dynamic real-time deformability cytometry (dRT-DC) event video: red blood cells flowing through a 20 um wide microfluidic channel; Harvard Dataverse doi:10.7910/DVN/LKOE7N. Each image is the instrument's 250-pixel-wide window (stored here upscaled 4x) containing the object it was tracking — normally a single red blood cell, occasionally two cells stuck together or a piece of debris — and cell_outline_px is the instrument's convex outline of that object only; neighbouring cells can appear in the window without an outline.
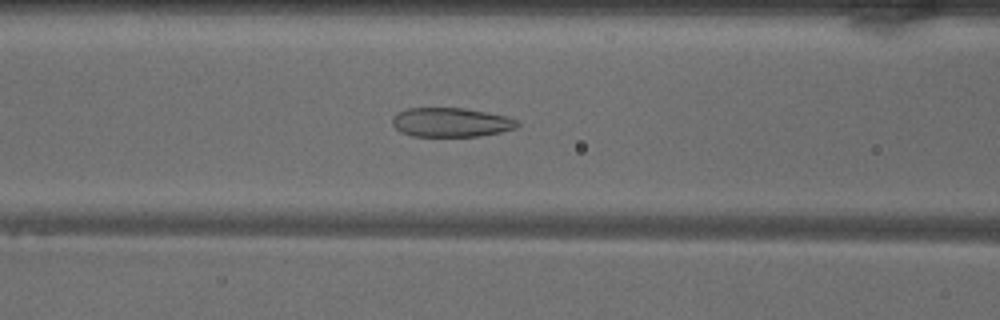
{"species": "common noctule bat (a hibernating species)", "species_latin": "Nyctalus noctula", "temperature_condition": "warm", "stored_images_in_passage": 48, "camera_frame_rate_fps": 3000, "um_per_image_px": 0.085, "animal": {"sex": "male", "body_mass_g": 18.8}, "frame": {"image": 1, "passage_image": 18, "time_ms": 5.667, "image_size_px": [1000, 320], "cell_outline_px": [[520, 124], [516, 128], [500, 132], [480, 136], [412, 136], [400, 132], [392, 124], [392, 116], [396, 112], [408, 108], [464, 108], [504, 116], [516, 120]], "centroid_in_image_um": [38.28, 10.4], "position_along_channel_um": 128.3, "area_um2": 21.21}}
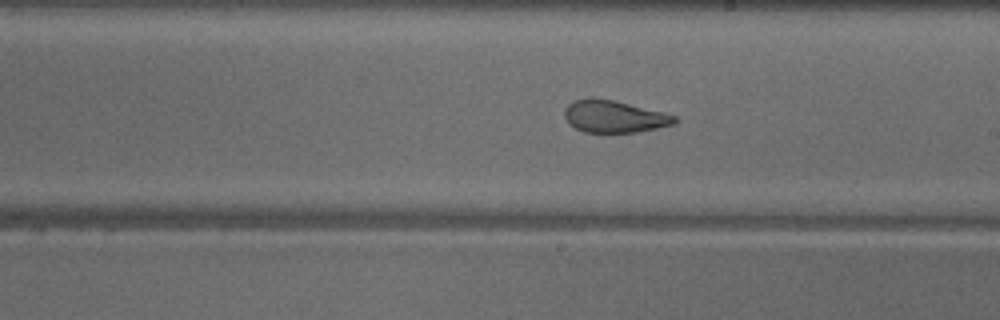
{"frame": {"image": 2, "passage_image": 26, "time_ms": 8.333, "image_size_px": [1000, 320], "cell_outline_px": [[676, 124], [636, 132], [584, 132], [568, 124], [564, 116], [564, 108], [572, 100], [592, 96], [616, 100], [664, 112], [676, 116]], "centroid_in_image_um": [52.16, 9.87], "position_along_channel_um": 236.8, "area_um2": 21.04}}
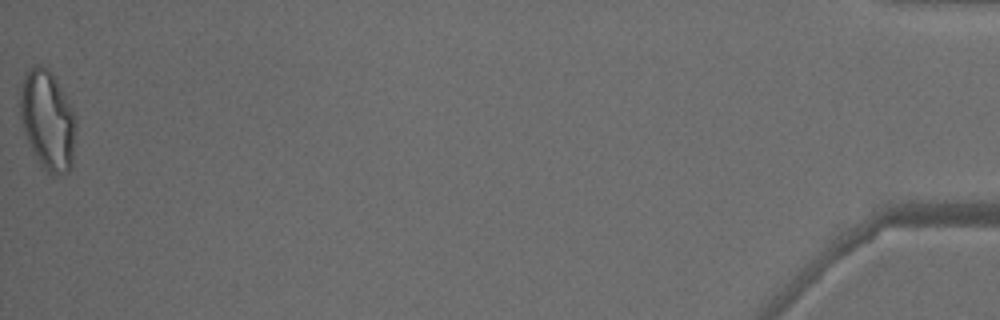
{"frame": {"image": 3, "passage_image": 48, "time_ms": 15.667, "image_size_px": [1000, 320], "cell_outline_px": [[76, 120], [72, 168], [68, 172], [60, 176], [52, 176], [40, 168], [32, 152], [24, 132], [20, 116], [20, 84], [24, 72], [28, 68], [36, 64], [40, 64], [48, 68], [52, 72], [72, 108]], "centroid_in_image_um": [4.03, 10.24], "position_along_channel_um": 431.2, "area_um2": 33.18}, "authors_computed_cell_mechanics": {"area_um2": 24.5361, "velocity_mm_per_s": 4.0659, "shape_relaxation_time_tau1_ms": 11.0878, "shape_relaxation_time_tau2_ms": 1.297, "deformation_change_tau1": 0.2769, "deformation_change_tau2": 0.0908}}